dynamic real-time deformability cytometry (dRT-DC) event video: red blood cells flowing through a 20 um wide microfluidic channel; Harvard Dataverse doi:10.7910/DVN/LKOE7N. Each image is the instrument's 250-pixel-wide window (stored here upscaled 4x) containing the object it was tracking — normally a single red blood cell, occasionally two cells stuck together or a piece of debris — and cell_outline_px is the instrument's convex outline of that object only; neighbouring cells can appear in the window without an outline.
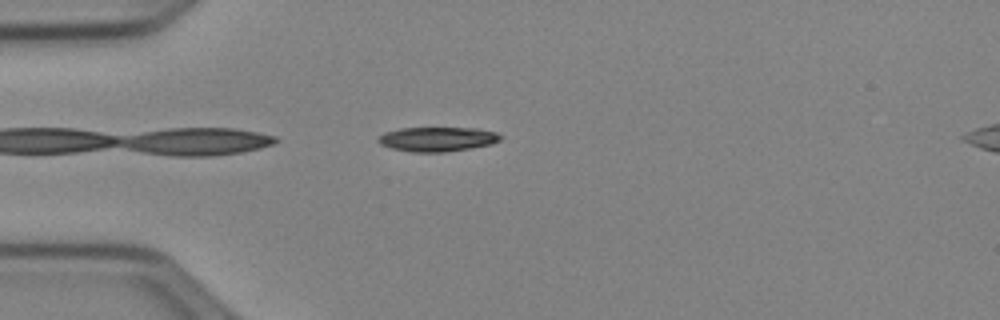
{"species": "Egyptian fruit bat (a non-hibernating species)", "species_latin": "Rousettus aegyptiacus", "temperature_condition": "cold", "stored_images_in_passage": 7, "camera_frame_rate_fps": 3000, "um_per_image_px": 0.085, "animal": {"sex": "female"}, "frame": {"image": 1, "passage_image": 2, "time_ms": 0.333, "image_size_px": [1000, 320], "cell_outline_px": [[504, 136], [500, 140], [492, 144], [444, 152], [412, 152], [392, 148], [380, 144], [376, 140], [384, 132], [400, 128], [476, 128], [496, 132]], "centroid_in_image_um": [37.18, 11.82], "position_along_channel_um": 47.8, "area_um2": 17.4}}